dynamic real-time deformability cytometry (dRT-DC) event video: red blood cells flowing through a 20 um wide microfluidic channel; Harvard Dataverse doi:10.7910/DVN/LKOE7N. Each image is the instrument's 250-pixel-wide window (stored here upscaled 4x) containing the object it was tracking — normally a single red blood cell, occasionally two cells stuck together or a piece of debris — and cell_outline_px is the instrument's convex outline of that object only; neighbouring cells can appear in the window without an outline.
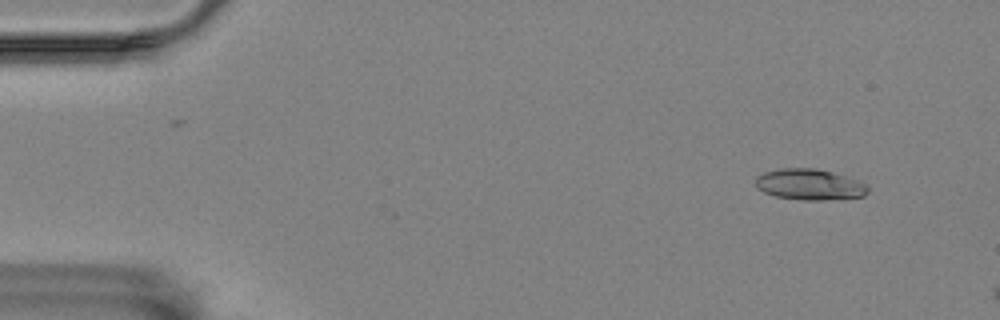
{"species": "Egyptian fruit bat (a non-hibernating species)", "species_latin": "Rousettus aegyptiacus", "temperature_condition": "room temperature", "stored_images_in_passage": 2, "camera_frame_rate_fps": 3000, "um_per_image_px": 0.085, "animal": {"sex": "female"}, "frame": {"image": 1, "passage_image": 2, "time_ms": 2.0, "image_size_px": [1000, 320], "cell_outline_px": [[868, 192], [864, 196], [824, 200], [804, 200], [776, 196], [764, 192], [756, 188], [756, 176], [764, 172], [780, 168], [816, 168], [832, 172], [856, 180], [864, 184], [868, 188]], "centroid_in_image_um": [68.77, 15.68], "position_along_channel_um": 16.2, "area_um2": 20.11}}